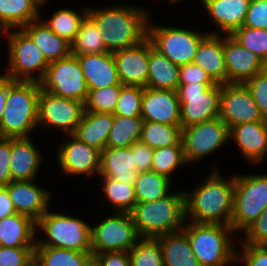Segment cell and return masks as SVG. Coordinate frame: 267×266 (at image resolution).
Wrapping results in <instances>:
<instances>
[{
    "label": "cell",
    "mask_w": 267,
    "mask_h": 266,
    "mask_svg": "<svg viewBox=\"0 0 267 266\" xmlns=\"http://www.w3.org/2000/svg\"><path fill=\"white\" fill-rule=\"evenodd\" d=\"M215 170V171H214ZM192 193L184 192L185 219L195 223L230 225L233 215L235 178L225 180L214 169Z\"/></svg>",
    "instance_id": "1"
},
{
    "label": "cell",
    "mask_w": 267,
    "mask_h": 266,
    "mask_svg": "<svg viewBox=\"0 0 267 266\" xmlns=\"http://www.w3.org/2000/svg\"><path fill=\"white\" fill-rule=\"evenodd\" d=\"M148 10L139 7L114 6L88 8V15L97 24L108 52L138 45L147 38Z\"/></svg>",
    "instance_id": "2"
},
{
    "label": "cell",
    "mask_w": 267,
    "mask_h": 266,
    "mask_svg": "<svg viewBox=\"0 0 267 266\" xmlns=\"http://www.w3.org/2000/svg\"><path fill=\"white\" fill-rule=\"evenodd\" d=\"M40 83L8 77V96L0 120V137L28 138L38 126Z\"/></svg>",
    "instance_id": "3"
},
{
    "label": "cell",
    "mask_w": 267,
    "mask_h": 266,
    "mask_svg": "<svg viewBox=\"0 0 267 266\" xmlns=\"http://www.w3.org/2000/svg\"><path fill=\"white\" fill-rule=\"evenodd\" d=\"M130 213L142 238H157L180 231L186 221L184 191L169 193L153 202L136 203Z\"/></svg>",
    "instance_id": "4"
},
{
    "label": "cell",
    "mask_w": 267,
    "mask_h": 266,
    "mask_svg": "<svg viewBox=\"0 0 267 266\" xmlns=\"http://www.w3.org/2000/svg\"><path fill=\"white\" fill-rule=\"evenodd\" d=\"M188 223L185 221L182 230L200 266H234L237 263V251L229 239V234L234 232L230 225Z\"/></svg>",
    "instance_id": "5"
},
{
    "label": "cell",
    "mask_w": 267,
    "mask_h": 266,
    "mask_svg": "<svg viewBox=\"0 0 267 266\" xmlns=\"http://www.w3.org/2000/svg\"><path fill=\"white\" fill-rule=\"evenodd\" d=\"M46 234L47 240H37L36 246L65 248L78 252H92L91 226L73 216L51 213L48 210L38 221L37 228Z\"/></svg>",
    "instance_id": "6"
},
{
    "label": "cell",
    "mask_w": 267,
    "mask_h": 266,
    "mask_svg": "<svg viewBox=\"0 0 267 266\" xmlns=\"http://www.w3.org/2000/svg\"><path fill=\"white\" fill-rule=\"evenodd\" d=\"M234 203L230 226L244 231L267 208V175H234Z\"/></svg>",
    "instance_id": "7"
},
{
    "label": "cell",
    "mask_w": 267,
    "mask_h": 266,
    "mask_svg": "<svg viewBox=\"0 0 267 266\" xmlns=\"http://www.w3.org/2000/svg\"><path fill=\"white\" fill-rule=\"evenodd\" d=\"M6 30L9 43V64L6 76L14 81L40 82L46 72L49 62L31 37L22 29L12 32ZM38 71V77L33 73Z\"/></svg>",
    "instance_id": "8"
},
{
    "label": "cell",
    "mask_w": 267,
    "mask_h": 266,
    "mask_svg": "<svg viewBox=\"0 0 267 266\" xmlns=\"http://www.w3.org/2000/svg\"><path fill=\"white\" fill-rule=\"evenodd\" d=\"M221 84H179L181 128L219 117Z\"/></svg>",
    "instance_id": "9"
},
{
    "label": "cell",
    "mask_w": 267,
    "mask_h": 266,
    "mask_svg": "<svg viewBox=\"0 0 267 266\" xmlns=\"http://www.w3.org/2000/svg\"><path fill=\"white\" fill-rule=\"evenodd\" d=\"M208 34L179 27L150 25V22L147 28V38L153 48L179 66L193 62L200 42Z\"/></svg>",
    "instance_id": "10"
},
{
    "label": "cell",
    "mask_w": 267,
    "mask_h": 266,
    "mask_svg": "<svg viewBox=\"0 0 267 266\" xmlns=\"http://www.w3.org/2000/svg\"><path fill=\"white\" fill-rule=\"evenodd\" d=\"M41 89L59 97L86 102L89 89L77 56L68 57L49 63Z\"/></svg>",
    "instance_id": "11"
},
{
    "label": "cell",
    "mask_w": 267,
    "mask_h": 266,
    "mask_svg": "<svg viewBox=\"0 0 267 266\" xmlns=\"http://www.w3.org/2000/svg\"><path fill=\"white\" fill-rule=\"evenodd\" d=\"M140 238L131 213L115 212L91 227L92 254L129 252Z\"/></svg>",
    "instance_id": "12"
},
{
    "label": "cell",
    "mask_w": 267,
    "mask_h": 266,
    "mask_svg": "<svg viewBox=\"0 0 267 266\" xmlns=\"http://www.w3.org/2000/svg\"><path fill=\"white\" fill-rule=\"evenodd\" d=\"M229 140V128L220 117L182 128L181 142L187 164L213 154Z\"/></svg>",
    "instance_id": "13"
},
{
    "label": "cell",
    "mask_w": 267,
    "mask_h": 266,
    "mask_svg": "<svg viewBox=\"0 0 267 266\" xmlns=\"http://www.w3.org/2000/svg\"><path fill=\"white\" fill-rule=\"evenodd\" d=\"M219 117L229 129L242 123L267 121L244 83L221 84Z\"/></svg>",
    "instance_id": "14"
},
{
    "label": "cell",
    "mask_w": 267,
    "mask_h": 266,
    "mask_svg": "<svg viewBox=\"0 0 267 266\" xmlns=\"http://www.w3.org/2000/svg\"><path fill=\"white\" fill-rule=\"evenodd\" d=\"M84 103L78 100L55 96L43 89L39 93L38 125L71 135L82 119Z\"/></svg>",
    "instance_id": "15"
},
{
    "label": "cell",
    "mask_w": 267,
    "mask_h": 266,
    "mask_svg": "<svg viewBox=\"0 0 267 266\" xmlns=\"http://www.w3.org/2000/svg\"><path fill=\"white\" fill-rule=\"evenodd\" d=\"M59 146L58 163L63 173L93 175L100 170V151L80 141L73 134Z\"/></svg>",
    "instance_id": "16"
},
{
    "label": "cell",
    "mask_w": 267,
    "mask_h": 266,
    "mask_svg": "<svg viewBox=\"0 0 267 266\" xmlns=\"http://www.w3.org/2000/svg\"><path fill=\"white\" fill-rule=\"evenodd\" d=\"M150 40L144 39L138 45L113 52L116 69L122 85L146 87Z\"/></svg>",
    "instance_id": "17"
},
{
    "label": "cell",
    "mask_w": 267,
    "mask_h": 266,
    "mask_svg": "<svg viewBox=\"0 0 267 266\" xmlns=\"http://www.w3.org/2000/svg\"><path fill=\"white\" fill-rule=\"evenodd\" d=\"M227 83H244L263 70V60L244 48L231 35L223 37Z\"/></svg>",
    "instance_id": "18"
},
{
    "label": "cell",
    "mask_w": 267,
    "mask_h": 266,
    "mask_svg": "<svg viewBox=\"0 0 267 266\" xmlns=\"http://www.w3.org/2000/svg\"><path fill=\"white\" fill-rule=\"evenodd\" d=\"M141 118L143 121L181 125L177 91L144 87Z\"/></svg>",
    "instance_id": "19"
},
{
    "label": "cell",
    "mask_w": 267,
    "mask_h": 266,
    "mask_svg": "<svg viewBox=\"0 0 267 266\" xmlns=\"http://www.w3.org/2000/svg\"><path fill=\"white\" fill-rule=\"evenodd\" d=\"M34 182V180L11 181L5 187L16 212L26 215L37 222L49 210L51 195Z\"/></svg>",
    "instance_id": "20"
},
{
    "label": "cell",
    "mask_w": 267,
    "mask_h": 266,
    "mask_svg": "<svg viewBox=\"0 0 267 266\" xmlns=\"http://www.w3.org/2000/svg\"><path fill=\"white\" fill-rule=\"evenodd\" d=\"M230 140L253 164L263 161L267 155V121L247 122L229 129Z\"/></svg>",
    "instance_id": "21"
},
{
    "label": "cell",
    "mask_w": 267,
    "mask_h": 266,
    "mask_svg": "<svg viewBox=\"0 0 267 266\" xmlns=\"http://www.w3.org/2000/svg\"><path fill=\"white\" fill-rule=\"evenodd\" d=\"M77 57L88 89H100L120 84L112 52L92 53Z\"/></svg>",
    "instance_id": "22"
},
{
    "label": "cell",
    "mask_w": 267,
    "mask_h": 266,
    "mask_svg": "<svg viewBox=\"0 0 267 266\" xmlns=\"http://www.w3.org/2000/svg\"><path fill=\"white\" fill-rule=\"evenodd\" d=\"M202 68L217 84L227 83V71L223 51V37L209 33L199 44L192 62Z\"/></svg>",
    "instance_id": "23"
},
{
    "label": "cell",
    "mask_w": 267,
    "mask_h": 266,
    "mask_svg": "<svg viewBox=\"0 0 267 266\" xmlns=\"http://www.w3.org/2000/svg\"><path fill=\"white\" fill-rule=\"evenodd\" d=\"M42 159V154L33 144L31 137L11 138L12 181L35 180Z\"/></svg>",
    "instance_id": "24"
},
{
    "label": "cell",
    "mask_w": 267,
    "mask_h": 266,
    "mask_svg": "<svg viewBox=\"0 0 267 266\" xmlns=\"http://www.w3.org/2000/svg\"><path fill=\"white\" fill-rule=\"evenodd\" d=\"M220 33L231 35L244 24L251 0H201Z\"/></svg>",
    "instance_id": "25"
},
{
    "label": "cell",
    "mask_w": 267,
    "mask_h": 266,
    "mask_svg": "<svg viewBox=\"0 0 267 266\" xmlns=\"http://www.w3.org/2000/svg\"><path fill=\"white\" fill-rule=\"evenodd\" d=\"M139 172L136 171L131 147H106L100 152L99 176L134 185Z\"/></svg>",
    "instance_id": "26"
},
{
    "label": "cell",
    "mask_w": 267,
    "mask_h": 266,
    "mask_svg": "<svg viewBox=\"0 0 267 266\" xmlns=\"http://www.w3.org/2000/svg\"><path fill=\"white\" fill-rule=\"evenodd\" d=\"M37 222L32 218L15 213L0 219L1 247H36Z\"/></svg>",
    "instance_id": "27"
},
{
    "label": "cell",
    "mask_w": 267,
    "mask_h": 266,
    "mask_svg": "<svg viewBox=\"0 0 267 266\" xmlns=\"http://www.w3.org/2000/svg\"><path fill=\"white\" fill-rule=\"evenodd\" d=\"M113 121V114L84 111L73 135L101 152L107 146Z\"/></svg>",
    "instance_id": "28"
},
{
    "label": "cell",
    "mask_w": 267,
    "mask_h": 266,
    "mask_svg": "<svg viewBox=\"0 0 267 266\" xmlns=\"http://www.w3.org/2000/svg\"><path fill=\"white\" fill-rule=\"evenodd\" d=\"M41 19L28 23L22 29L40 48L49 63L68 57L71 54V44L60 38Z\"/></svg>",
    "instance_id": "29"
},
{
    "label": "cell",
    "mask_w": 267,
    "mask_h": 266,
    "mask_svg": "<svg viewBox=\"0 0 267 266\" xmlns=\"http://www.w3.org/2000/svg\"><path fill=\"white\" fill-rule=\"evenodd\" d=\"M179 86V65L153 48L150 42L148 79L146 87L177 91Z\"/></svg>",
    "instance_id": "30"
},
{
    "label": "cell",
    "mask_w": 267,
    "mask_h": 266,
    "mask_svg": "<svg viewBox=\"0 0 267 266\" xmlns=\"http://www.w3.org/2000/svg\"><path fill=\"white\" fill-rule=\"evenodd\" d=\"M165 266H200L183 231L158 236Z\"/></svg>",
    "instance_id": "31"
},
{
    "label": "cell",
    "mask_w": 267,
    "mask_h": 266,
    "mask_svg": "<svg viewBox=\"0 0 267 266\" xmlns=\"http://www.w3.org/2000/svg\"><path fill=\"white\" fill-rule=\"evenodd\" d=\"M38 0H0V25L5 30L20 29L42 17Z\"/></svg>",
    "instance_id": "32"
},
{
    "label": "cell",
    "mask_w": 267,
    "mask_h": 266,
    "mask_svg": "<svg viewBox=\"0 0 267 266\" xmlns=\"http://www.w3.org/2000/svg\"><path fill=\"white\" fill-rule=\"evenodd\" d=\"M140 140L152 149L183 146L181 142L182 128L181 125L143 121Z\"/></svg>",
    "instance_id": "33"
},
{
    "label": "cell",
    "mask_w": 267,
    "mask_h": 266,
    "mask_svg": "<svg viewBox=\"0 0 267 266\" xmlns=\"http://www.w3.org/2000/svg\"><path fill=\"white\" fill-rule=\"evenodd\" d=\"M92 252H78L51 246H36L35 266H82Z\"/></svg>",
    "instance_id": "34"
},
{
    "label": "cell",
    "mask_w": 267,
    "mask_h": 266,
    "mask_svg": "<svg viewBox=\"0 0 267 266\" xmlns=\"http://www.w3.org/2000/svg\"><path fill=\"white\" fill-rule=\"evenodd\" d=\"M108 52L99 28L87 14L82 20L79 31L71 43V54L74 56Z\"/></svg>",
    "instance_id": "35"
},
{
    "label": "cell",
    "mask_w": 267,
    "mask_h": 266,
    "mask_svg": "<svg viewBox=\"0 0 267 266\" xmlns=\"http://www.w3.org/2000/svg\"><path fill=\"white\" fill-rule=\"evenodd\" d=\"M143 119L141 117L115 116L107 146L111 148L130 147L141 138Z\"/></svg>",
    "instance_id": "36"
},
{
    "label": "cell",
    "mask_w": 267,
    "mask_h": 266,
    "mask_svg": "<svg viewBox=\"0 0 267 266\" xmlns=\"http://www.w3.org/2000/svg\"><path fill=\"white\" fill-rule=\"evenodd\" d=\"M171 179L154 171L139 172L134 182L137 203L153 202L169 195Z\"/></svg>",
    "instance_id": "37"
},
{
    "label": "cell",
    "mask_w": 267,
    "mask_h": 266,
    "mask_svg": "<svg viewBox=\"0 0 267 266\" xmlns=\"http://www.w3.org/2000/svg\"><path fill=\"white\" fill-rule=\"evenodd\" d=\"M88 14V7L76 13L72 9H58L45 24L60 38L65 39L70 44L74 41L76 34L79 31L82 20Z\"/></svg>",
    "instance_id": "38"
},
{
    "label": "cell",
    "mask_w": 267,
    "mask_h": 266,
    "mask_svg": "<svg viewBox=\"0 0 267 266\" xmlns=\"http://www.w3.org/2000/svg\"><path fill=\"white\" fill-rule=\"evenodd\" d=\"M102 190L106 201L115 208V212H131L137 203L134 185L118 182L111 177H102Z\"/></svg>",
    "instance_id": "39"
},
{
    "label": "cell",
    "mask_w": 267,
    "mask_h": 266,
    "mask_svg": "<svg viewBox=\"0 0 267 266\" xmlns=\"http://www.w3.org/2000/svg\"><path fill=\"white\" fill-rule=\"evenodd\" d=\"M130 266H165L157 238H140L129 250Z\"/></svg>",
    "instance_id": "40"
},
{
    "label": "cell",
    "mask_w": 267,
    "mask_h": 266,
    "mask_svg": "<svg viewBox=\"0 0 267 266\" xmlns=\"http://www.w3.org/2000/svg\"><path fill=\"white\" fill-rule=\"evenodd\" d=\"M183 146H169L154 149L152 171L170 179L173 173L181 165H186Z\"/></svg>",
    "instance_id": "41"
},
{
    "label": "cell",
    "mask_w": 267,
    "mask_h": 266,
    "mask_svg": "<svg viewBox=\"0 0 267 266\" xmlns=\"http://www.w3.org/2000/svg\"><path fill=\"white\" fill-rule=\"evenodd\" d=\"M122 84L100 89H89L84 103L85 111L114 114L121 93Z\"/></svg>",
    "instance_id": "42"
},
{
    "label": "cell",
    "mask_w": 267,
    "mask_h": 266,
    "mask_svg": "<svg viewBox=\"0 0 267 266\" xmlns=\"http://www.w3.org/2000/svg\"><path fill=\"white\" fill-rule=\"evenodd\" d=\"M231 36L263 61L267 59V29L242 26L236 29Z\"/></svg>",
    "instance_id": "43"
},
{
    "label": "cell",
    "mask_w": 267,
    "mask_h": 266,
    "mask_svg": "<svg viewBox=\"0 0 267 266\" xmlns=\"http://www.w3.org/2000/svg\"><path fill=\"white\" fill-rule=\"evenodd\" d=\"M143 93V87L122 85L121 93L113 115L141 117Z\"/></svg>",
    "instance_id": "44"
},
{
    "label": "cell",
    "mask_w": 267,
    "mask_h": 266,
    "mask_svg": "<svg viewBox=\"0 0 267 266\" xmlns=\"http://www.w3.org/2000/svg\"><path fill=\"white\" fill-rule=\"evenodd\" d=\"M35 247H1L0 266H35Z\"/></svg>",
    "instance_id": "45"
},
{
    "label": "cell",
    "mask_w": 267,
    "mask_h": 266,
    "mask_svg": "<svg viewBox=\"0 0 267 266\" xmlns=\"http://www.w3.org/2000/svg\"><path fill=\"white\" fill-rule=\"evenodd\" d=\"M244 84L249 89L260 112L267 119V75L264 72L257 73Z\"/></svg>",
    "instance_id": "46"
},
{
    "label": "cell",
    "mask_w": 267,
    "mask_h": 266,
    "mask_svg": "<svg viewBox=\"0 0 267 266\" xmlns=\"http://www.w3.org/2000/svg\"><path fill=\"white\" fill-rule=\"evenodd\" d=\"M244 232L246 238L242 243L267 245V208Z\"/></svg>",
    "instance_id": "47"
},
{
    "label": "cell",
    "mask_w": 267,
    "mask_h": 266,
    "mask_svg": "<svg viewBox=\"0 0 267 266\" xmlns=\"http://www.w3.org/2000/svg\"><path fill=\"white\" fill-rule=\"evenodd\" d=\"M243 26L267 29V0H251Z\"/></svg>",
    "instance_id": "48"
},
{
    "label": "cell",
    "mask_w": 267,
    "mask_h": 266,
    "mask_svg": "<svg viewBox=\"0 0 267 266\" xmlns=\"http://www.w3.org/2000/svg\"><path fill=\"white\" fill-rule=\"evenodd\" d=\"M242 247L241 254L237 251V261H244L245 266H267V245L243 243Z\"/></svg>",
    "instance_id": "49"
},
{
    "label": "cell",
    "mask_w": 267,
    "mask_h": 266,
    "mask_svg": "<svg viewBox=\"0 0 267 266\" xmlns=\"http://www.w3.org/2000/svg\"><path fill=\"white\" fill-rule=\"evenodd\" d=\"M130 147L132 148L136 171H152L154 149L150 148L146 143L142 142L141 140L136 141Z\"/></svg>",
    "instance_id": "50"
},
{
    "label": "cell",
    "mask_w": 267,
    "mask_h": 266,
    "mask_svg": "<svg viewBox=\"0 0 267 266\" xmlns=\"http://www.w3.org/2000/svg\"><path fill=\"white\" fill-rule=\"evenodd\" d=\"M215 83L198 65L193 63L179 66V84Z\"/></svg>",
    "instance_id": "51"
},
{
    "label": "cell",
    "mask_w": 267,
    "mask_h": 266,
    "mask_svg": "<svg viewBox=\"0 0 267 266\" xmlns=\"http://www.w3.org/2000/svg\"><path fill=\"white\" fill-rule=\"evenodd\" d=\"M10 157L11 138L0 137V187H5L12 181Z\"/></svg>",
    "instance_id": "52"
},
{
    "label": "cell",
    "mask_w": 267,
    "mask_h": 266,
    "mask_svg": "<svg viewBox=\"0 0 267 266\" xmlns=\"http://www.w3.org/2000/svg\"><path fill=\"white\" fill-rule=\"evenodd\" d=\"M97 256L102 266H130L129 252H105Z\"/></svg>",
    "instance_id": "53"
},
{
    "label": "cell",
    "mask_w": 267,
    "mask_h": 266,
    "mask_svg": "<svg viewBox=\"0 0 267 266\" xmlns=\"http://www.w3.org/2000/svg\"><path fill=\"white\" fill-rule=\"evenodd\" d=\"M17 213L6 187H0V219Z\"/></svg>",
    "instance_id": "54"
},
{
    "label": "cell",
    "mask_w": 267,
    "mask_h": 266,
    "mask_svg": "<svg viewBox=\"0 0 267 266\" xmlns=\"http://www.w3.org/2000/svg\"><path fill=\"white\" fill-rule=\"evenodd\" d=\"M8 96V77L0 74V120L5 109V103Z\"/></svg>",
    "instance_id": "55"
},
{
    "label": "cell",
    "mask_w": 267,
    "mask_h": 266,
    "mask_svg": "<svg viewBox=\"0 0 267 266\" xmlns=\"http://www.w3.org/2000/svg\"><path fill=\"white\" fill-rule=\"evenodd\" d=\"M82 266H102L101 260L97 255L91 254L83 263Z\"/></svg>",
    "instance_id": "56"
},
{
    "label": "cell",
    "mask_w": 267,
    "mask_h": 266,
    "mask_svg": "<svg viewBox=\"0 0 267 266\" xmlns=\"http://www.w3.org/2000/svg\"><path fill=\"white\" fill-rule=\"evenodd\" d=\"M262 72H264L267 75V59L265 61H263V70Z\"/></svg>",
    "instance_id": "57"
},
{
    "label": "cell",
    "mask_w": 267,
    "mask_h": 266,
    "mask_svg": "<svg viewBox=\"0 0 267 266\" xmlns=\"http://www.w3.org/2000/svg\"><path fill=\"white\" fill-rule=\"evenodd\" d=\"M40 3H41V6H43V4L46 2L47 3V1L48 0H38Z\"/></svg>",
    "instance_id": "58"
},
{
    "label": "cell",
    "mask_w": 267,
    "mask_h": 266,
    "mask_svg": "<svg viewBox=\"0 0 267 266\" xmlns=\"http://www.w3.org/2000/svg\"><path fill=\"white\" fill-rule=\"evenodd\" d=\"M0 30H3V33L6 32V30L0 25Z\"/></svg>",
    "instance_id": "59"
},
{
    "label": "cell",
    "mask_w": 267,
    "mask_h": 266,
    "mask_svg": "<svg viewBox=\"0 0 267 266\" xmlns=\"http://www.w3.org/2000/svg\"><path fill=\"white\" fill-rule=\"evenodd\" d=\"M170 1V3L171 2H175L176 3V1L178 2V1H180V0H169Z\"/></svg>",
    "instance_id": "60"
}]
</instances>
